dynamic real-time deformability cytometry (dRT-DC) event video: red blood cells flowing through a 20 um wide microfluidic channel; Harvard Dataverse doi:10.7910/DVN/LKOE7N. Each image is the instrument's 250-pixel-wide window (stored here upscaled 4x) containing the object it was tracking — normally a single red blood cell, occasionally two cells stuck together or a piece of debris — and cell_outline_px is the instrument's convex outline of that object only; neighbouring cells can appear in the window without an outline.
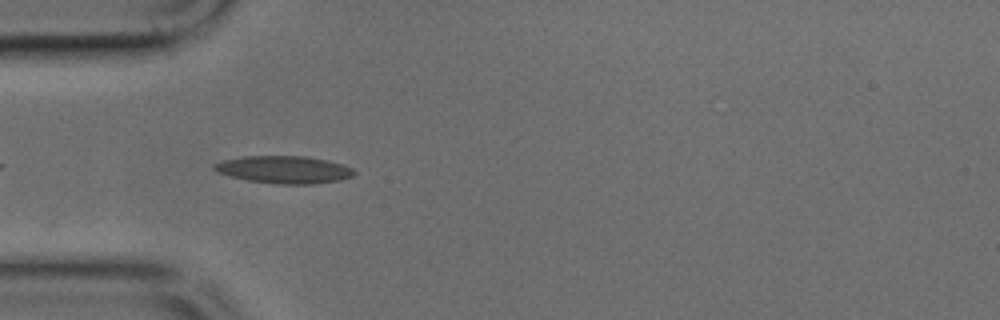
{"species": "common noctule bat (a hibernating species)", "species_latin": "Nyctalus noctula", "temperature_condition": "cold", "stored_images_in_passage": 19, "camera_frame_rate_fps": 3000, "um_per_image_px": 0.085, "animal": {"sex": "male", "body_mass_g": 17.9, "forearm_length_mm": 54.2}, "frame": {"image": 1, "passage_image": 1, "time_ms": 0.0, "image_size_px": [1000, 320], "cell_outline_px": [[356, 172], [352, 176], [340, 180], [312, 184], [276, 184], [248, 180], [232, 176], [220, 172], [212, 168], [212, 164], [224, 160], [244, 156], [304, 156], [328, 160], [344, 164], [352, 168]], "centroid_in_image_um": [24.18, 14.41], "position_along_channel_um": 60.8, "area_um2": 22.31}}
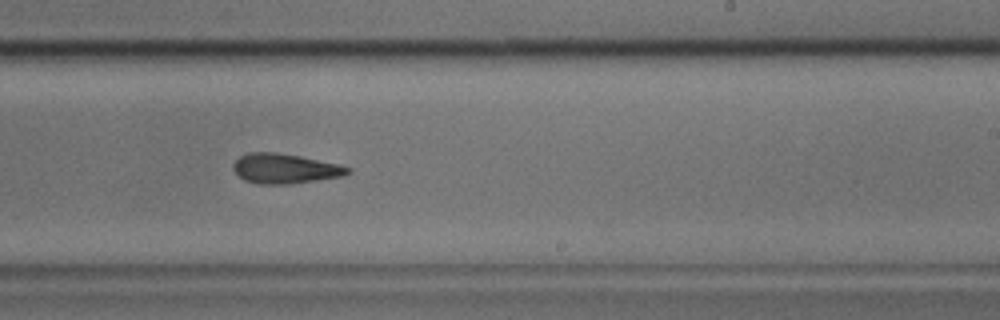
{"frame": {"image": 2, "passage_image": 16, "time_ms": 5.0, "image_size_px": [1000, 320], "cell_outline_px": [[352, 172], [340, 176], [316, 180], [288, 184], [256, 184], [244, 180], [232, 168], [232, 164], [240, 156], [248, 152], [276, 152], [300, 156], [340, 164], [352, 168]], "centroid_in_image_um": [24.21, 14.32], "position_along_channel_um": 264.8, "area_um2": 19.94}}